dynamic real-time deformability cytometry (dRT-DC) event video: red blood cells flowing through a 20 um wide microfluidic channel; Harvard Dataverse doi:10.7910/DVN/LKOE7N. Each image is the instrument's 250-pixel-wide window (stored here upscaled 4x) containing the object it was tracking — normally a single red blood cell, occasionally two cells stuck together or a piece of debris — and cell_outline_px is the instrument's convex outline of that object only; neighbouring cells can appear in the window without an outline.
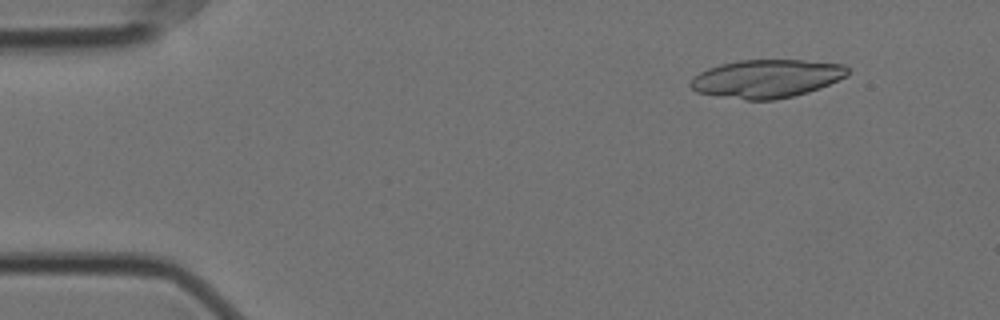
{"species": "Egyptian fruit bat (a non-hibernating species)", "species_latin": "Rousettus aegyptiacus", "temperature_condition": "cold", "stored_images_in_passage": 20, "camera_frame_rate_fps": 3000, "um_per_image_px": 0.085, "animal": {"sex": "female"}, "frame": {"image": 1, "passage_image": 6, "time_ms": 1.667, "image_size_px": [1000, 320], "cell_outline_px": [[848, 76], [820, 88], [808, 92], [776, 100], [744, 100], [696, 92], [688, 84], [700, 72], [708, 68], [720, 64], [740, 60], [800, 60], [844, 64], [848, 68]], "centroid_in_image_um": [65.18, 6.69], "position_along_channel_um": 19.8, "area_um2": 34.97}}